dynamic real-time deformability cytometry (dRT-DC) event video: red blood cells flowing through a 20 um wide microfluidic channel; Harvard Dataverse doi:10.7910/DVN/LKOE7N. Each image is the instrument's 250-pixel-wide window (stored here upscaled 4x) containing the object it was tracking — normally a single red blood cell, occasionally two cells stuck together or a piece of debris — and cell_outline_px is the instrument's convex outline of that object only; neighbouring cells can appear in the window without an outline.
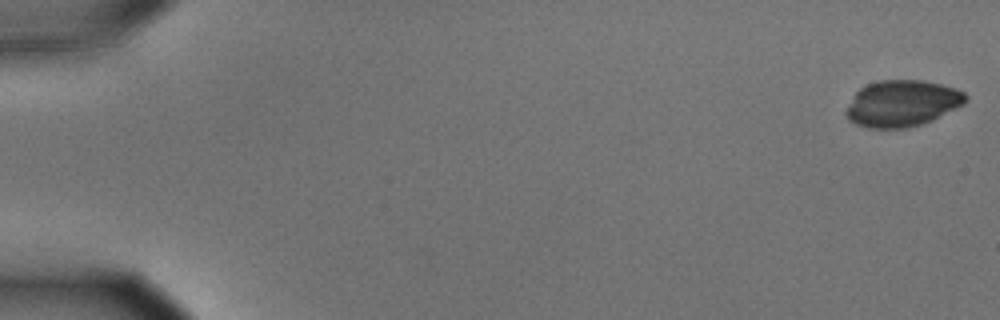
{"species": "common noctule bat (a hibernating species)", "species_latin": "Nyctalus noctula", "temperature_condition": "cold", "stored_images_in_passage": 56, "camera_frame_rate_fps": 3000, "um_per_image_px": 0.085, "animal": {"sex": "male", "body_mass_g": 15.6}, "frame": {"image": 1, "passage_image": 1, "time_ms": 0.0, "image_size_px": [1000, 320], "cell_outline_px": [[968, 100], [964, 104], [932, 120], [908, 128], [868, 128], [856, 124], [848, 120], [844, 112], [856, 92], [860, 88], [868, 84], [880, 80], [920, 80], [940, 84], [956, 88], [964, 92], [968, 96]], "centroid_in_image_um": [76.68, 8.79], "position_along_channel_um": 8.3, "area_um2": 32.31}}
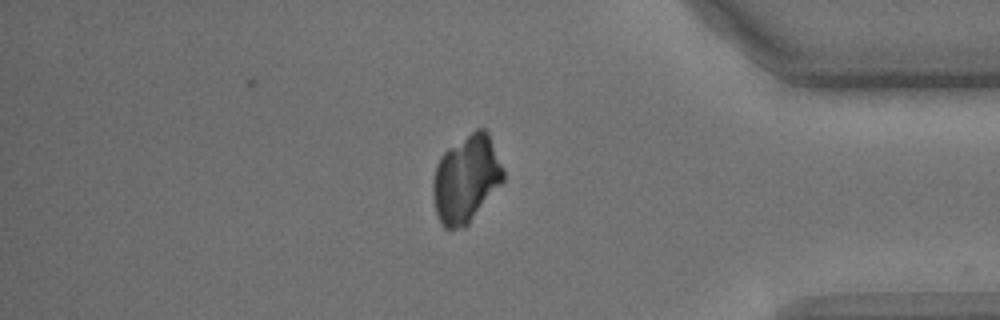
{"frame": {"image": 2, "passage_image": 48, "time_ms": 15.667, "image_size_px": [1000, 320], "cell_outline_px": [[504, 180], [468, 224], [464, 228], [444, 228], [440, 224], [436, 212], [432, 196], [432, 180], [436, 164], [440, 156], [448, 148], [476, 128], [484, 128], [488, 132], [504, 168]], "centroid_in_image_um": [39.61, 15.2], "position_along_channel_um": 395.6, "area_um2": 35.95}}
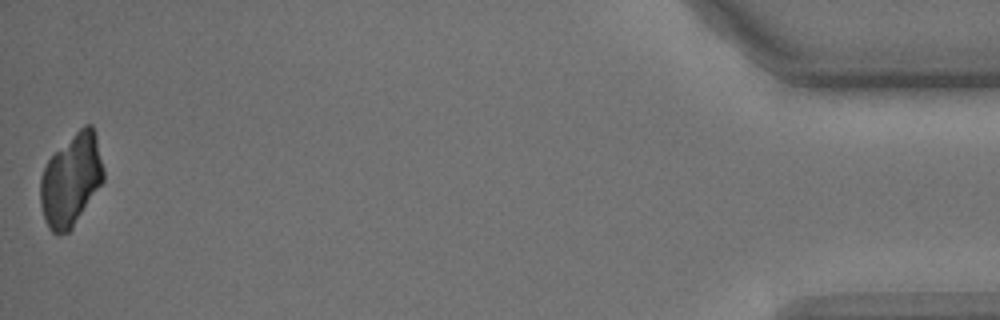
{"frame": {"image": 3, "passage_image": 56, "time_ms": 18.333, "image_size_px": [1000, 320], "cell_outline_px": [[104, 180], [72, 228], [68, 232], [56, 236], [48, 228], [44, 220], [40, 204], [40, 176], [48, 160], [84, 124], [92, 124], [96, 136], [104, 168]], "centroid_in_image_um": [6.03, 15.34], "position_along_channel_um": 429.2, "area_um2": 33.76}}